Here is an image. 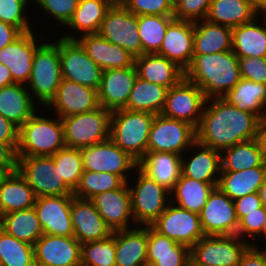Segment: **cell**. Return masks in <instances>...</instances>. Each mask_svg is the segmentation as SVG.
I'll return each instance as SVG.
<instances>
[{"label": "cell", "instance_id": "6da1fadb", "mask_svg": "<svg viewBox=\"0 0 266 266\" xmlns=\"http://www.w3.org/2000/svg\"><path fill=\"white\" fill-rule=\"evenodd\" d=\"M210 106L204 107L196 141L222 152L237 143L256 138L260 118L229 104L223 98L207 99Z\"/></svg>", "mask_w": 266, "mask_h": 266}, {"label": "cell", "instance_id": "7a4b0ae2", "mask_svg": "<svg viewBox=\"0 0 266 266\" xmlns=\"http://www.w3.org/2000/svg\"><path fill=\"white\" fill-rule=\"evenodd\" d=\"M184 77L195 83L207 99L222 98L241 80L238 57L232 50L193 54Z\"/></svg>", "mask_w": 266, "mask_h": 266}, {"label": "cell", "instance_id": "3957f363", "mask_svg": "<svg viewBox=\"0 0 266 266\" xmlns=\"http://www.w3.org/2000/svg\"><path fill=\"white\" fill-rule=\"evenodd\" d=\"M154 117L149 112L113 111L109 138L139 163L148 152V137Z\"/></svg>", "mask_w": 266, "mask_h": 266}, {"label": "cell", "instance_id": "277c9868", "mask_svg": "<svg viewBox=\"0 0 266 266\" xmlns=\"http://www.w3.org/2000/svg\"><path fill=\"white\" fill-rule=\"evenodd\" d=\"M47 119L36 112L19 128L17 157L52 156L66 147L60 117Z\"/></svg>", "mask_w": 266, "mask_h": 266}, {"label": "cell", "instance_id": "5b68a950", "mask_svg": "<svg viewBox=\"0 0 266 266\" xmlns=\"http://www.w3.org/2000/svg\"><path fill=\"white\" fill-rule=\"evenodd\" d=\"M61 62L59 40L57 43H44L36 47L32 72L28 81L31 92L42 105H47L55 97L61 83Z\"/></svg>", "mask_w": 266, "mask_h": 266}, {"label": "cell", "instance_id": "8992f818", "mask_svg": "<svg viewBox=\"0 0 266 266\" xmlns=\"http://www.w3.org/2000/svg\"><path fill=\"white\" fill-rule=\"evenodd\" d=\"M111 113L99 106L90 112L61 118L66 147L81 149L108 140Z\"/></svg>", "mask_w": 266, "mask_h": 266}, {"label": "cell", "instance_id": "52a82bcc", "mask_svg": "<svg viewBox=\"0 0 266 266\" xmlns=\"http://www.w3.org/2000/svg\"><path fill=\"white\" fill-rule=\"evenodd\" d=\"M17 170L37 197L73 195L60 177L52 156L18 157Z\"/></svg>", "mask_w": 266, "mask_h": 266}, {"label": "cell", "instance_id": "ba28073f", "mask_svg": "<svg viewBox=\"0 0 266 266\" xmlns=\"http://www.w3.org/2000/svg\"><path fill=\"white\" fill-rule=\"evenodd\" d=\"M196 146V129L183 121L162 114L154 117L149 137L148 152H182Z\"/></svg>", "mask_w": 266, "mask_h": 266}, {"label": "cell", "instance_id": "9c48e42d", "mask_svg": "<svg viewBox=\"0 0 266 266\" xmlns=\"http://www.w3.org/2000/svg\"><path fill=\"white\" fill-rule=\"evenodd\" d=\"M207 103L204 92L195 83L183 77L168 89L161 114L186 122L197 129Z\"/></svg>", "mask_w": 266, "mask_h": 266}, {"label": "cell", "instance_id": "30bf717a", "mask_svg": "<svg viewBox=\"0 0 266 266\" xmlns=\"http://www.w3.org/2000/svg\"><path fill=\"white\" fill-rule=\"evenodd\" d=\"M135 187H130L134 223L151 226L166 210L170 191L144 174L139 168ZM137 221V222H136Z\"/></svg>", "mask_w": 266, "mask_h": 266}, {"label": "cell", "instance_id": "8fae6325", "mask_svg": "<svg viewBox=\"0 0 266 266\" xmlns=\"http://www.w3.org/2000/svg\"><path fill=\"white\" fill-rule=\"evenodd\" d=\"M250 245L238 235H205L190 248V256L207 266H237Z\"/></svg>", "mask_w": 266, "mask_h": 266}, {"label": "cell", "instance_id": "7c38bea8", "mask_svg": "<svg viewBox=\"0 0 266 266\" xmlns=\"http://www.w3.org/2000/svg\"><path fill=\"white\" fill-rule=\"evenodd\" d=\"M59 57L63 79L99 90L103 70L76 39H59Z\"/></svg>", "mask_w": 266, "mask_h": 266}, {"label": "cell", "instance_id": "4fadbf2b", "mask_svg": "<svg viewBox=\"0 0 266 266\" xmlns=\"http://www.w3.org/2000/svg\"><path fill=\"white\" fill-rule=\"evenodd\" d=\"M98 34L107 39L111 44H118L134 57L142 55L137 16L130 12L123 4H112L106 12Z\"/></svg>", "mask_w": 266, "mask_h": 266}, {"label": "cell", "instance_id": "5bb4252c", "mask_svg": "<svg viewBox=\"0 0 266 266\" xmlns=\"http://www.w3.org/2000/svg\"><path fill=\"white\" fill-rule=\"evenodd\" d=\"M84 171L112 173L125 182L127 173L138 168V162L120 149L110 138L104 142L81 148Z\"/></svg>", "mask_w": 266, "mask_h": 266}, {"label": "cell", "instance_id": "9a60e30c", "mask_svg": "<svg viewBox=\"0 0 266 266\" xmlns=\"http://www.w3.org/2000/svg\"><path fill=\"white\" fill-rule=\"evenodd\" d=\"M151 227L163 236L191 248L205 236L199 214L180 208L167 206L166 210L154 221Z\"/></svg>", "mask_w": 266, "mask_h": 266}, {"label": "cell", "instance_id": "2e32d148", "mask_svg": "<svg viewBox=\"0 0 266 266\" xmlns=\"http://www.w3.org/2000/svg\"><path fill=\"white\" fill-rule=\"evenodd\" d=\"M199 218L205 235H237L234 202L217 187L209 194Z\"/></svg>", "mask_w": 266, "mask_h": 266}, {"label": "cell", "instance_id": "e0dca14e", "mask_svg": "<svg viewBox=\"0 0 266 266\" xmlns=\"http://www.w3.org/2000/svg\"><path fill=\"white\" fill-rule=\"evenodd\" d=\"M33 248L35 266H81V244L74 236L43 234Z\"/></svg>", "mask_w": 266, "mask_h": 266}, {"label": "cell", "instance_id": "ac0fdd59", "mask_svg": "<svg viewBox=\"0 0 266 266\" xmlns=\"http://www.w3.org/2000/svg\"><path fill=\"white\" fill-rule=\"evenodd\" d=\"M73 195L41 196L36 198L34 208L37 212L43 234L73 236L71 221V201Z\"/></svg>", "mask_w": 266, "mask_h": 266}, {"label": "cell", "instance_id": "d6986e66", "mask_svg": "<svg viewBox=\"0 0 266 266\" xmlns=\"http://www.w3.org/2000/svg\"><path fill=\"white\" fill-rule=\"evenodd\" d=\"M136 78L135 65L103 70L98 90L100 106L111 112L125 109Z\"/></svg>", "mask_w": 266, "mask_h": 266}, {"label": "cell", "instance_id": "ffe728a7", "mask_svg": "<svg viewBox=\"0 0 266 266\" xmlns=\"http://www.w3.org/2000/svg\"><path fill=\"white\" fill-rule=\"evenodd\" d=\"M47 106H54L60 118L90 112L100 106L98 90L62 78L55 97Z\"/></svg>", "mask_w": 266, "mask_h": 266}, {"label": "cell", "instance_id": "44dd1931", "mask_svg": "<svg viewBox=\"0 0 266 266\" xmlns=\"http://www.w3.org/2000/svg\"><path fill=\"white\" fill-rule=\"evenodd\" d=\"M70 214L74 230L73 236L81 245L103 240L113 233L89 199L73 197Z\"/></svg>", "mask_w": 266, "mask_h": 266}, {"label": "cell", "instance_id": "7402d4cb", "mask_svg": "<svg viewBox=\"0 0 266 266\" xmlns=\"http://www.w3.org/2000/svg\"><path fill=\"white\" fill-rule=\"evenodd\" d=\"M65 35L62 38L76 39L85 49L88 56L102 69H117L134 65L135 57L118 44H111L98 33L83 34L80 38Z\"/></svg>", "mask_w": 266, "mask_h": 266}, {"label": "cell", "instance_id": "603a6c76", "mask_svg": "<svg viewBox=\"0 0 266 266\" xmlns=\"http://www.w3.org/2000/svg\"><path fill=\"white\" fill-rule=\"evenodd\" d=\"M128 182L119 189L95 195L91 201L112 231L130 229L129 219H133L131 194ZM130 217V218H129Z\"/></svg>", "mask_w": 266, "mask_h": 266}, {"label": "cell", "instance_id": "cb8c5ba5", "mask_svg": "<svg viewBox=\"0 0 266 266\" xmlns=\"http://www.w3.org/2000/svg\"><path fill=\"white\" fill-rule=\"evenodd\" d=\"M194 22L174 19L165 32L157 54L174 62L184 72L193 59Z\"/></svg>", "mask_w": 266, "mask_h": 266}, {"label": "cell", "instance_id": "d4e9b609", "mask_svg": "<svg viewBox=\"0 0 266 266\" xmlns=\"http://www.w3.org/2000/svg\"><path fill=\"white\" fill-rule=\"evenodd\" d=\"M35 38L31 30L22 33L12 43L0 49V63L10 69L14 83L23 84L29 81L36 47L39 45Z\"/></svg>", "mask_w": 266, "mask_h": 266}, {"label": "cell", "instance_id": "484cf974", "mask_svg": "<svg viewBox=\"0 0 266 266\" xmlns=\"http://www.w3.org/2000/svg\"><path fill=\"white\" fill-rule=\"evenodd\" d=\"M190 248L147 226V266H187Z\"/></svg>", "mask_w": 266, "mask_h": 266}, {"label": "cell", "instance_id": "4316f807", "mask_svg": "<svg viewBox=\"0 0 266 266\" xmlns=\"http://www.w3.org/2000/svg\"><path fill=\"white\" fill-rule=\"evenodd\" d=\"M37 196L25 178L15 170L0 178V216L34 207Z\"/></svg>", "mask_w": 266, "mask_h": 266}, {"label": "cell", "instance_id": "83f0119b", "mask_svg": "<svg viewBox=\"0 0 266 266\" xmlns=\"http://www.w3.org/2000/svg\"><path fill=\"white\" fill-rule=\"evenodd\" d=\"M137 76L169 89L183 77L184 71L174 62L157 53L142 54L135 57Z\"/></svg>", "mask_w": 266, "mask_h": 266}, {"label": "cell", "instance_id": "f1b7e54d", "mask_svg": "<svg viewBox=\"0 0 266 266\" xmlns=\"http://www.w3.org/2000/svg\"><path fill=\"white\" fill-rule=\"evenodd\" d=\"M181 155L167 152H147L138 168L158 184L171 191L182 173Z\"/></svg>", "mask_w": 266, "mask_h": 266}, {"label": "cell", "instance_id": "f546056e", "mask_svg": "<svg viewBox=\"0 0 266 266\" xmlns=\"http://www.w3.org/2000/svg\"><path fill=\"white\" fill-rule=\"evenodd\" d=\"M29 90L18 83L0 88V114L18 128L36 112Z\"/></svg>", "mask_w": 266, "mask_h": 266}, {"label": "cell", "instance_id": "4dcf8cb0", "mask_svg": "<svg viewBox=\"0 0 266 266\" xmlns=\"http://www.w3.org/2000/svg\"><path fill=\"white\" fill-rule=\"evenodd\" d=\"M116 230V266H147V226Z\"/></svg>", "mask_w": 266, "mask_h": 266}, {"label": "cell", "instance_id": "1f68e13d", "mask_svg": "<svg viewBox=\"0 0 266 266\" xmlns=\"http://www.w3.org/2000/svg\"><path fill=\"white\" fill-rule=\"evenodd\" d=\"M220 174L217 188L234 201L259 192L266 180V166L242 171H221Z\"/></svg>", "mask_w": 266, "mask_h": 266}, {"label": "cell", "instance_id": "d6a6232c", "mask_svg": "<svg viewBox=\"0 0 266 266\" xmlns=\"http://www.w3.org/2000/svg\"><path fill=\"white\" fill-rule=\"evenodd\" d=\"M232 50V28L208 22H194L193 54H212Z\"/></svg>", "mask_w": 266, "mask_h": 266}, {"label": "cell", "instance_id": "836d02e7", "mask_svg": "<svg viewBox=\"0 0 266 266\" xmlns=\"http://www.w3.org/2000/svg\"><path fill=\"white\" fill-rule=\"evenodd\" d=\"M259 13L246 0H211L206 20L234 28L252 21Z\"/></svg>", "mask_w": 266, "mask_h": 266}, {"label": "cell", "instance_id": "e575fe53", "mask_svg": "<svg viewBox=\"0 0 266 266\" xmlns=\"http://www.w3.org/2000/svg\"><path fill=\"white\" fill-rule=\"evenodd\" d=\"M255 23L256 18L232 28V51L238 58L266 57V26Z\"/></svg>", "mask_w": 266, "mask_h": 266}, {"label": "cell", "instance_id": "d590c367", "mask_svg": "<svg viewBox=\"0 0 266 266\" xmlns=\"http://www.w3.org/2000/svg\"><path fill=\"white\" fill-rule=\"evenodd\" d=\"M200 147V151L189 160H184L181 156L182 174L185 177L205 182L218 183L219 176L215 178L217 172H221V154L220 152L205 146L196 141V148ZM216 174V175H215ZM214 178V179H213Z\"/></svg>", "mask_w": 266, "mask_h": 266}, {"label": "cell", "instance_id": "8d00e7d4", "mask_svg": "<svg viewBox=\"0 0 266 266\" xmlns=\"http://www.w3.org/2000/svg\"><path fill=\"white\" fill-rule=\"evenodd\" d=\"M0 228L16 239L31 245H34L43 235V229L34 207L1 215Z\"/></svg>", "mask_w": 266, "mask_h": 266}, {"label": "cell", "instance_id": "74e56055", "mask_svg": "<svg viewBox=\"0 0 266 266\" xmlns=\"http://www.w3.org/2000/svg\"><path fill=\"white\" fill-rule=\"evenodd\" d=\"M229 104L242 111L252 112L260 119L266 117V85L254 81L241 80L224 97Z\"/></svg>", "mask_w": 266, "mask_h": 266}, {"label": "cell", "instance_id": "f35d334b", "mask_svg": "<svg viewBox=\"0 0 266 266\" xmlns=\"http://www.w3.org/2000/svg\"><path fill=\"white\" fill-rule=\"evenodd\" d=\"M168 89L137 76L126 108L130 111L161 114Z\"/></svg>", "mask_w": 266, "mask_h": 266}, {"label": "cell", "instance_id": "ab89813d", "mask_svg": "<svg viewBox=\"0 0 266 266\" xmlns=\"http://www.w3.org/2000/svg\"><path fill=\"white\" fill-rule=\"evenodd\" d=\"M218 183H205L185 177L182 173L176 185L170 191L169 199L176 200V206L199 214L206 204L209 194L217 187ZM173 193V194H172Z\"/></svg>", "mask_w": 266, "mask_h": 266}, {"label": "cell", "instance_id": "60d3db41", "mask_svg": "<svg viewBox=\"0 0 266 266\" xmlns=\"http://www.w3.org/2000/svg\"><path fill=\"white\" fill-rule=\"evenodd\" d=\"M220 154L221 171H242L266 166L256 139L237 143Z\"/></svg>", "mask_w": 266, "mask_h": 266}, {"label": "cell", "instance_id": "b9f144b4", "mask_svg": "<svg viewBox=\"0 0 266 266\" xmlns=\"http://www.w3.org/2000/svg\"><path fill=\"white\" fill-rule=\"evenodd\" d=\"M112 4L110 0H79L78 7L66 26L75 31H83L84 34L98 33Z\"/></svg>", "mask_w": 266, "mask_h": 266}, {"label": "cell", "instance_id": "7bdbcfd3", "mask_svg": "<svg viewBox=\"0 0 266 266\" xmlns=\"http://www.w3.org/2000/svg\"><path fill=\"white\" fill-rule=\"evenodd\" d=\"M174 19L173 15L137 16L138 34L141 40L142 54L159 52L167 27Z\"/></svg>", "mask_w": 266, "mask_h": 266}, {"label": "cell", "instance_id": "ee69618b", "mask_svg": "<svg viewBox=\"0 0 266 266\" xmlns=\"http://www.w3.org/2000/svg\"><path fill=\"white\" fill-rule=\"evenodd\" d=\"M124 183L125 181L120 176L112 173L83 171L73 196L91 200L102 192L119 189Z\"/></svg>", "mask_w": 266, "mask_h": 266}, {"label": "cell", "instance_id": "f6af8a7d", "mask_svg": "<svg viewBox=\"0 0 266 266\" xmlns=\"http://www.w3.org/2000/svg\"><path fill=\"white\" fill-rule=\"evenodd\" d=\"M0 259L2 266H35L33 245L0 228Z\"/></svg>", "mask_w": 266, "mask_h": 266}, {"label": "cell", "instance_id": "bcb514c9", "mask_svg": "<svg viewBox=\"0 0 266 266\" xmlns=\"http://www.w3.org/2000/svg\"><path fill=\"white\" fill-rule=\"evenodd\" d=\"M116 231L103 239L81 245V266H116Z\"/></svg>", "mask_w": 266, "mask_h": 266}, {"label": "cell", "instance_id": "7dc6e473", "mask_svg": "<svg viewBox=\"0 0 266 266\" xmlns=\"http://www.w3.org/2000/svg\"><path fill=\"white\" fill-rule=\"evenodd\" d=\"M52 157L63 182L74 192L84 171L81 149L65 147Z\"/></svg>", "mask_w": 266, "mask_h": 266}, {"label": "cell", "instance_id": "c3c4849f", "mask_svg": "<svg viewBox=\"0 0 266 266\" xmlns=\"http://www.w3.org/2000/svg\"><path fill=\"white\" fill-rule=\"evenodd\" d=\"M27 6L23 0H0V20L17 27L22 33L31 31L25 17Z\"/></svg>", "mask_w": 266, "mask_h": 266}, {"label": "cell", "instance_id": "681fc988", "mask_svg": "<svg viewBox=\"0 0 266 266\" xmlns=\"http://www.w3.org/2000/svg\"><path fill=\"white\" fill-rule=\"evenodd\" d=\"M211 0H179L174 5V18L196 22L205 20L210 8Z\"/></svg>", "mask_w": 266, "mask_h": 266}, {"label": "cell", "instance_id": "f907efd6", "mask_svg": "<svg viewBox=\"0 0 266 266\" xmlns=\"http://www.w3.org/2000/svg\"><path fill=\"white\" fill-rule=\"evenodd\" d=\"M122 4L136 16L174 14V6L169 0H124Z\"/></svg>", "mask_w": 266, "mask_h": 266}, {"label": "cell", "instance_id": "816d5d0a", "mask_svg": "<svg viewBox=\"0 0 266 266\" xmlns=\"http://www.w3.org/2000/svg\"><path fill=\"white\" fill-rule=\"evenodd\" d=\"M79 0H40L38 5L56 21L67 25L77 9Z\"/></svg>", "mask_w": 266, "mask_h": 266}, {"label": "cell", "instance_id": "f5cc1de1", "mask_svg": "<svg viewBox=\"0 0 266 266\" xmlns=\"http://www.w3.org/2000/svg\"><path fill=\"white\" fill-rule=\"evenodd\" d=\"M241 78L266 85V57L238 58Z\"/></svg>", "mask_w": 266, "mask_h": 266}, {"label": "cell", "instance_id": "db71d44e", "mask_svg": "<svg viewBox=\"0 0 266 266\" xmlns=\"http://www.w3.org/2000/svg\"><path fill=\"white\" fill-rule=\"evenodd\" d=\"M265 215L266 211L263 205L259 211H252L243 216L238 223L237 235L242 238L243 235L245 237L247 234L254 240L256 236L261 237Z\"/></svg>", "mask_w": 266, "mask_h": 266}, {"label": "cell", "instance_id": "11a10c76", "mask_svg": "<svg viewBox=\"0 0 266 266\" xmlns=\"http://www.w3.org/2000/svg\"><path fill=\"white\" fill-rule=\"evenodd\" d=\"M238 220L252 211H259L263 206L262 200L258 193H251L233 201Z\"/></svg>", "mask_w": 266, "mask_h": 266}, {"label": "cell", "instance_id": "9f6ffc18", "mask_svg": "<svg viewBox=\"0 0 266 266\" xmlns=\"http://www.w3.org/2000/svg\"><path fill=\"white\" fill-rule=\"evenodd\" d=\"M17 151L8 143L0 142V169L4 173L17 170Z\"/></svg>", "mask_w": 266, "mask_h": 266}, {"label": "cell", "instance_id": "6f0895ef", "mask_svg": "<svg viewBox=\"0 0 266 266\" xmlns=\"http://www.w3.org/2000/svg\"><path fill=\"white\" fill-rule=\"evenodd\" d=\"M19 141V128L0 114V142L10 144L16 151Z\"/></svg>", "mask_w": 266, "mask_h": 266}, {"label": "cell", "instance_id": "680465c9", "mask_svg": "<svg viewBox=\"0 0 266 266\" xmlns=\"http://www.w3.org/2000/svg\"><path fill=\"white\" fill-rule=\"evenodd\" d=\"M255 244H251L240 258L237 266H266V250L259 251Z\"/></svg>", "mask_w": 266, "mask_h": 266}, {"label": "cell", "instance_id": "91938a15", "mask_svg": "<svg viewBox=\"0 0 266 266\" xmlns=\"http://www.w3.org/2000/svg\"><path fill=\"white\" fill-rule=\"evenodd\" d=\"M21 34L17 27L0 20V49L12 43Z\"/></svg>", "mask_w": 266, "mask_h": 266}, {"label": "cell", "instance_id": "94428289", "mask_svg": "<svg viewBox=\"0 0 266 266\" xmlns=\"http://www.w3.org/2000/svg\"><path fill=\"white\" fill-rule=\"evenodd\" d=\"M255 139L259 145L263 162L266 165V117L259 120Z\"/></svg>", "mask_w": 266, "mask_h": 266}, {"label": "cell", "instance_id": "6125c7cd", "mask_svg": "<svg viewBox=\"0 0 266 266\" xmlns=\"http://www.w3.org/2000/svg\"><path fill=\"white\" fill-rule=\"evenodd\" d=\"M13 79H12V75L10 72V69L3 65L2 63H0V88L13 84Z\"/></svg>", "mask_w": 266, "mask_h": 266}, {"label": "cell", "instance_id": "be15d7a7", "mask_svg": "<svg viewBox=\"0 0 266 266\" xmlns=\"http://www.w3.org/2000/svg\"><path fill=\"white\" fill-rule=\"evenodd\" d=\"M253 7H255L259 12L266 13V0H246Z\"/></svg>", "mask_w": 266, "mask_h": 266}, {"label": "cell", "instance_id": "e7e4bbea", "mask_svg": "<svg viewBox=\"0 0 266 266\" xmlns=\"http://www.w3.org/2000/svg\"><path fill=\"white\" fill-rule=\"evenodd\" d=\"M259 195H260L263 205L266 207V180L259 189Z\"/></svg>", "mask_w": 266, "mask_h": 266}, {"label": "cell", "instance_id": "03108f58", "mask_svg": "<svg viewBox=\"0 0 266 266\" xmlns=\"http://www.w3.org/2000/svg\"><path fill=\"white\" fill-rule=\"evenodd\" d=\"M187 266H207L205 264H199L191 256L189 257Z\"/></svg>", "mask_w": 266, "mask_h": 266}, {"label": "cell", "instance_id": "003e7915", "mask_svg": "<svg viewBox=\"0 0 266 266\" xmlns=\"http://www.w3.org/2000/svg\"><path fill=\"white\" fill-rule=\"evenodd\" d=\"M265 211H266V207H265ZM262 234H264L266 236V215H265L264 224H263V228H262Z\"/></svg>", "mask_w": 266, "mask_h": 266}, {"label": "cell", "instance_id": "a7ac6f4b", "mask_svg": "<svg viewBox=\"0 0 266 266\" xmlns=\"http://www.w3.org/2000/svg\"><path fill=\"white\" fill-rule=\"evenodd\" d=\"M112 3H119L122 4L124 0H110Z\"/></svg>", "mask_w": 266, "mask_h": 266}, {"label": "cell", "instance_id": "89a4df30", "mask_svg": "<svg viewBox=\"0 0 266 266\" xmlns=\"http://www.w3.org/2000/svg\"><path fill=\"white\" fill-rule=\"evenodd\" d=\"M26 4H28L27 2H29L30 0H23ZM34 1V3L36 2L37 4L39 3L40 0H32Z\"/></svg>", "mask_w": 266, "mask_h": 266}, {"label": "cell", "instance_id": "2644e50d", "mask_svg": "<svg viewBox=\"0 0 266 266\" xmlns=\"http://www.w3.org/2000/svg\"><path fill=\"white\" fill-rule=\"evenodd\" d=\"M171 4L174 6L179 0H169Z\"/></svg>", "mask_w": 266, "mask_h": 266}, {"label": "cell", "instance_id": "8c879c8a", "mask_svg": "<svg viewBox=\"0 0 266 266\" xmlns=\"http://www.w3.org/2000/svg\"><path fill=\"white\" fill-rule=\"evenodd\" d=\"M4 174V172L0 169V178Z\"/></svg>", "mask_w": 266, "mask_h": 266}]
</instances>
